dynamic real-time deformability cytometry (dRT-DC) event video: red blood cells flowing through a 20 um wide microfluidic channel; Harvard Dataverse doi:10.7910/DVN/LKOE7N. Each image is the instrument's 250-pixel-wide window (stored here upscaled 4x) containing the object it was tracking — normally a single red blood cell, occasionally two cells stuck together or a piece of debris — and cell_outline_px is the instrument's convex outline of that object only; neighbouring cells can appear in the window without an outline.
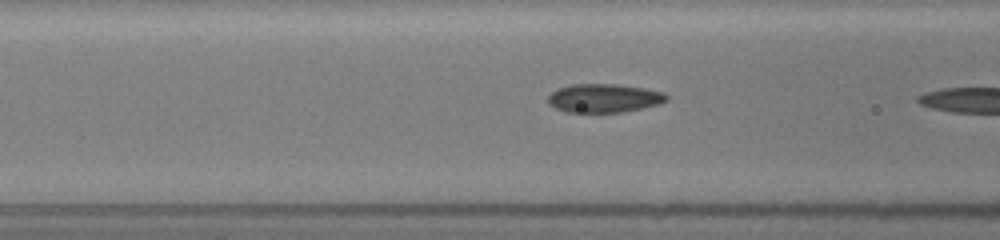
{"species": "common noctule bat (a hibernating species)", "species_latin": "Nyctalus noctula", "temperature_condition": "room temperature", "stored_images_in_passage": 16, "camera_frame_rate_fps": 3000, "um_per_image_px": 0.085, "animal": {"sex": "female", "body_mass_g": 19.5, "forearm_length_mm": 54.1}, "frame": {"image": 1, "passage_image": 12, "time_ms": 5.333, "image_size_px": [1000, 240], "cell_outline_px": [[668, 100], [660, 104], [620, 112], [568, 112], [556, 108], [548, 104], [548, 96], [556, 88], [572, 84], [620, 84], [644, 88], [664, 92], [668, 96]], "centroid_in_image_um": [51.34, 8.33], "position_along_channel_um": 115.3, "area_um2": 19.83}}
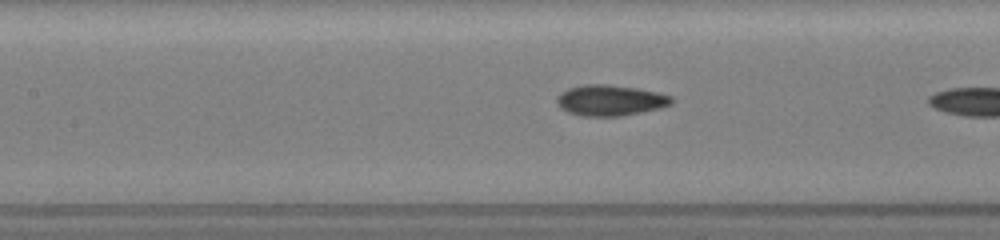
{"frame": {"image": 2, "passage_image": 15, "time_ms": 6.333, "image_size_px": [1000, 240], "cell_outline_px": [[672, 104], [660, 108], [620, 116], [584, 116], [568, 112], [560, 108], [556, 100], [556, 96], [560, 92], [568, 88], [584, 84], [608, 84], [636, 88], [656, 92], [672, 96]], "centroid_in_image_um": [51.84, 8.52], "position_along_channel_um": 155.6, "area_um2": 20.58}}